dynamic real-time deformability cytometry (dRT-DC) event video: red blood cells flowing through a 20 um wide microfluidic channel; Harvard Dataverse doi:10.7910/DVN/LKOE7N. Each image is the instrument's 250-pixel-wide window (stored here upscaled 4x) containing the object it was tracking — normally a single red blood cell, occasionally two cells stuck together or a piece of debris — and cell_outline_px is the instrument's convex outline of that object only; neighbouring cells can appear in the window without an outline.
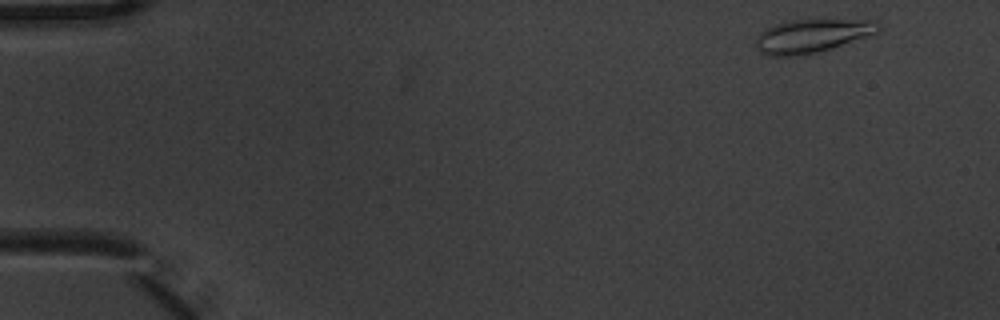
{"species": "common noctule bat (a hibernating species)", "species_latin": "Nyctalus noctula", "temperature_condition": "warm", "stored_images_in_passage": 14, "camera_frame_rate_fps": 3000, "um_per_image_px": 0.085, "animal": {"sex": "male", "body_mass_g": 20.1, "forearm_length_mm": 53.5}, "frame": {"image": 1, "passage_image": 1, "time_ms": 0.0, "image_size_px": [1000, 320], "cell_outline_px": [[880, 32], [872, 36], [804, 56], [768, 56], [760, 52], [756, 48], [756, 36], [764, 28], [788, 20], [812, 16], [876, 20], [880, 24]], "centroid_in_image_um": [69.09, 2.98], "position_along_channel_um": 15.9, "area_um2": 25.61}}
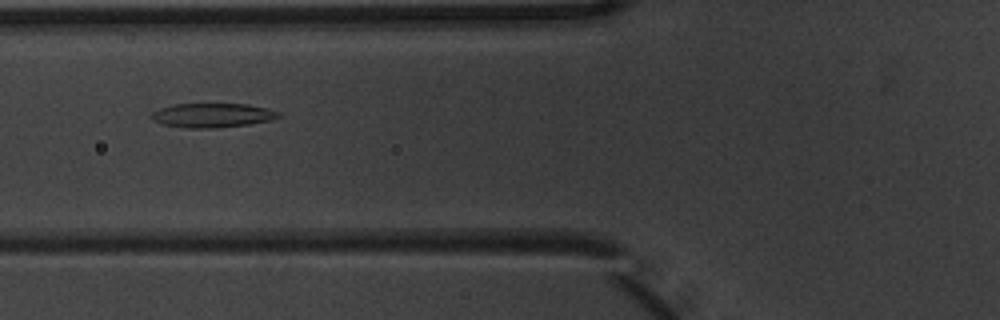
{"frame": {"image": 2, "passage_image": 5, "time_ms": 1.333, "image_size_px": [1000, 320], "cell_outline_px": [[280, 116], [272, 120], [248, 124], [216, 128], [184, 128], [164, 124], [152, 120], [152, 112], [160, 108], [172, 104], [248, 104], [268, 108], [280, 112]], "centroid_in_image_um": [18.07, 9.8], "position_along_channel_um": 107.7, "area_um2": 17.98}}
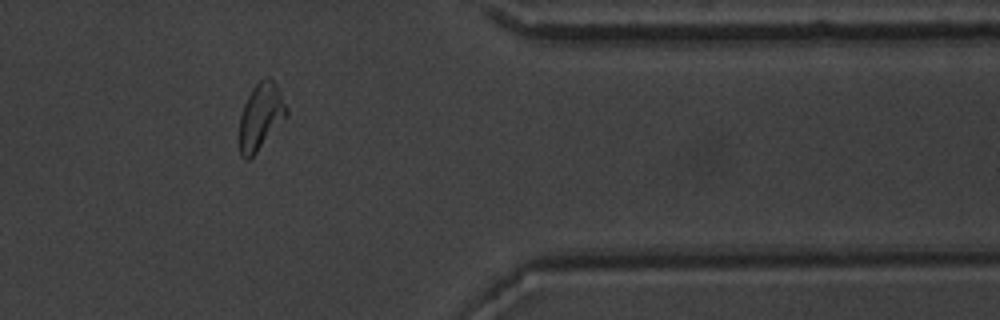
{"frame": {"image": 3, "passage_image": 12, "time_ms": 3.667, "image_size_px": [1000, 320], "cell_outline_px": [[288, 116], [256, 152], [248, 160], [244, 160], [240, 156], [236, 136], [240, 116], [244, 104], [252, 88], [264, 76], [268, 76], [276, 84], [288, 108]], "centroid_in_image_um": [22.12, 9.94], "position_along_channel_um": 389.3, "area_um2": 18.79}}